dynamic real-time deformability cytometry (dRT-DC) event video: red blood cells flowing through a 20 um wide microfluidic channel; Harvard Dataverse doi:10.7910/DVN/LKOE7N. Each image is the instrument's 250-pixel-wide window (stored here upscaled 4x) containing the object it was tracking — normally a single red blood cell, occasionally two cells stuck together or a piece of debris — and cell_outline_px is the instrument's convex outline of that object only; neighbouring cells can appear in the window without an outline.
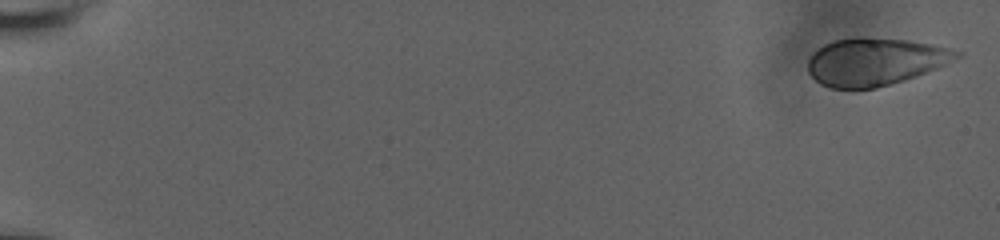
{"species": "human", "species_latin": "Homo sapiens", "temperature_condition": "room temperature", "stored_images_in_passage": 17, "camera_frame_rate_fps": 3000, "um_per_image_px": 0.085, "donor": {"sex": "male"}, "frame": {"image": 1, "passage_image": 1, "time_ms": 0.0, "image_size_px": [1000, 240], "cell_outline_px": [[964, 52], [960, 56], [936, 68], [916, 76], [904, 80], [876, 88], [832, 88], [820, 84], [808, 72], [808, 60], [824, 44], [836, 40], [908, 40], [948, 48]], "centroid_in_image_um": [74.38, 5.29], "position_along_channel_um": 10.6, "area_um2": 39.71}}
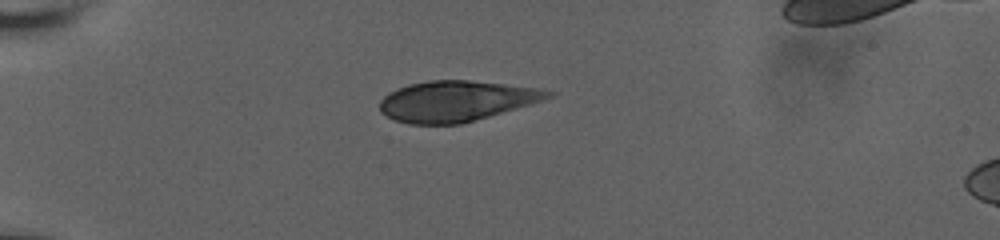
{"frame": {"image": 2, "passage_image": 14, "time_ms": 5.333, "image_size_px": [1000, 240], "cell_outline_px": [[556, 92], [552, 96], [544, 100], [460, 124], [408, 124], [396, 120], [380, 112], [380, 100], [384, 96], [408, 84], [428, 80], [468, 80], [504, 84], [536, 88]], "centroid_in_image_um": [38.77, 8.59], "position_along_channel_um": 46.2, "area_um2": 39.3}}